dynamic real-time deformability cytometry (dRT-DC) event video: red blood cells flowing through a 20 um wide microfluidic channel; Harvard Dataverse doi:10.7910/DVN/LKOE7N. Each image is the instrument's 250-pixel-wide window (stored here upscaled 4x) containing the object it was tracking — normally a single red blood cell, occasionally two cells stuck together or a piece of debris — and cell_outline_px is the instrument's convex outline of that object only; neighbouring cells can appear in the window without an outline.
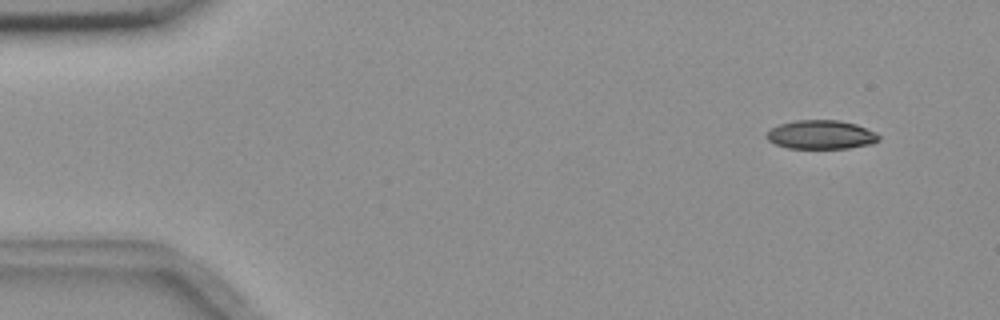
{"species": "common noctule bat (a hibernating species)", "species_latin": "Nyctalus noctula", "temperature_condition": "room temperature", "stored_images_in_passage": 5, "camera_frame_rate_fps": 3000, "um_per_image_px": 0.085, "animal": {"sex": "female", "body_mass_g": 18.4}, "frame": {"image": 1, "passage_image": 2, "time_ms": 0.333, "image_size_px": [1000, 320], "cell_outline_px": [[880, 140], [872, 144], [848, 148], [788, 148], [776, 144], [768, 140], [764, 136], [772, 128], [780, 124], [796, 120], [840, 120], [856, 124], [876, 132], [880, 136]], "centroid_in_image_um": [69.82, 11.45], "position_along_channel_um": 15.2, "area_um2": 18.9}}
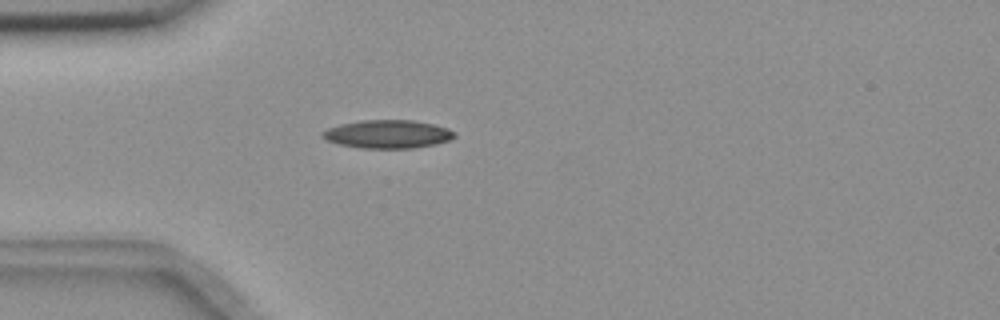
{"frame": {"image": 2, "passage_image": 5, "time_ms": 1.333, "image_size_px": [1000, 320], "cell_outline_px": [[456, 136], [448, 140], [436, 144], [416, 148], [360, 148], [340, 144], [328, 140], [320, 136], [320, 132], [328, 128], [340, 124], [360, 120], [412, 120], [432, 124], [448, 128], [456, 132]], "centroid_in_image_um": [32.95, 11.4], "position_along_channel_um": 52.0, "area_um2": 21.79}}